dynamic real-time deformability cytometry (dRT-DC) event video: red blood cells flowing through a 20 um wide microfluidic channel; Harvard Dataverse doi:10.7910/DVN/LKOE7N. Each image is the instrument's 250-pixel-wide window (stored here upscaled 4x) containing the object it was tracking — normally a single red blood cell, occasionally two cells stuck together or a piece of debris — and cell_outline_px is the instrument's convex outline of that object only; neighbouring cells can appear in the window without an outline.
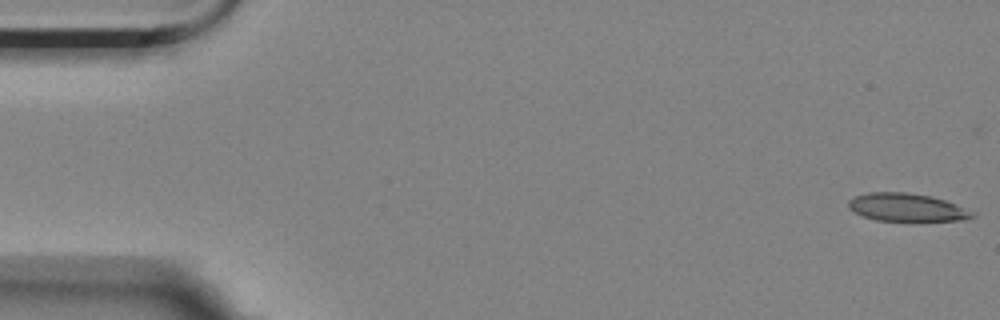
{"species": "Egyptian fruit bat (a non-hibernating species)", "species_latin": "Rousettus aegyptiacus", "temperature_condition": "room temperature", "stored_images_in_passage": 9, "camera_frame_rate_fps": 3000, "um_per_image_px": 0.085, "animal": {"sex": "female"}, "frame": {"image": 1, "passage_image": 1, "time_ms": 0.0, "image_size_px": [1000, 320], "cell_outline_px": [[976, 216], [964, 220], [876, 220], [864, 216], [848, 208], [848, 200], [856, 196], [868, 192], [908, 192], [932, 196], [956, 204], [976, 212]], "centroid_in_image_um": [77.11, 17.61], "position_along_channel_um": 7.9, "area_um2": 20.06}}